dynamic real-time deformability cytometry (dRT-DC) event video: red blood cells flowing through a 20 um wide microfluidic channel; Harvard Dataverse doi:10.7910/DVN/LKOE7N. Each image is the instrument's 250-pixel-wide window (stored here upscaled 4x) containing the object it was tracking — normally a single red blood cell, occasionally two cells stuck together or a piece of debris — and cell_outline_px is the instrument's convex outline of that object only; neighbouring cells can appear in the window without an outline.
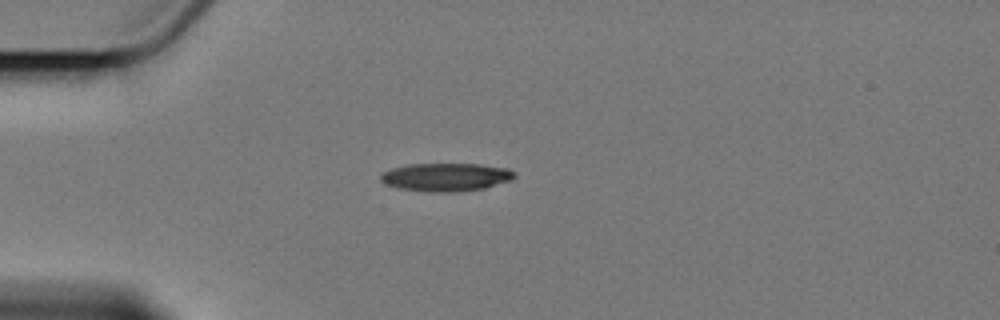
{"species": "Egyptian fruit bat (a non-hibernating species)", "species_latin": "Rousettus aegyptiacus", "temperature_condition": "cold", "stored_images_in_passage": 5, "camera_frame_rate_fps": 3000, "um_per_image_px": 0.085, "animal": {"sex": "female"}, "frame": {"image": 1, "passage_image": 1, "time_ms": 0.0, "image_size_px": [1000, 320], "cell_outline_px": [[516, 176], [512, 180], [484, 188], [456, 192], [432, 192], [400, 188], [388, 184], [380, 180], [380, 176], [384, 172], [392, 168], [408, 164], [480, 164], [508, 168], [516, 172]], "centroid_in_image_um": [37.96, 15.04], "position_along_channel_um": 47.0, "area_um2": 21.91}}
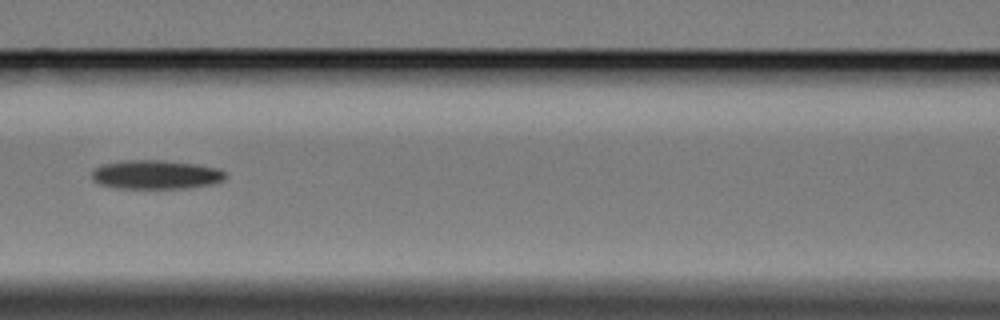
{"frame": {"image": 2, "passage_image": 4, "time_ms": 3.667, "image_size_px": [1000, 320], "cell_outline_px": [[224, 180], [212, 184], [188, 188], [120, 188], [100, 184], [92, 180], [92, 168], [100, 164], [120, 160], [160, 160], [196, 164], [216, 168], [224, 172]], "centroid_in_image_um": [13.18, 14.83], "position_along_channel_um": 153.4, "area_um2": 22.6}}
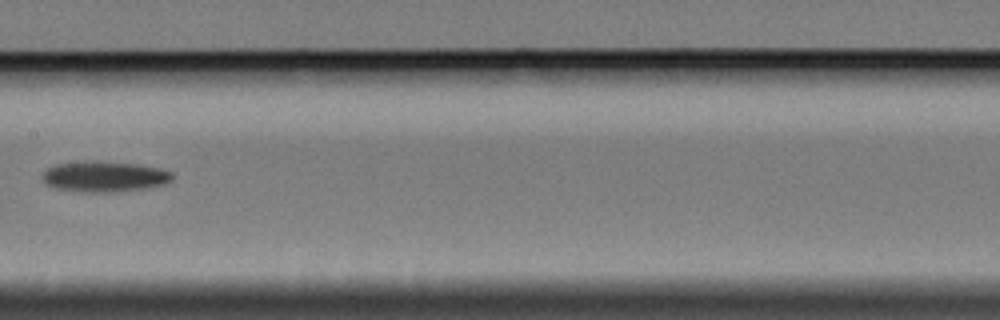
{"frame": {"image": 3, "passage_image": 5, "time_ms": 5.0, "image_size_px": [1000, 320], "cell_outline_px": [[172, 180], [164, 184], [144, 188], [112, 192], [84, 192], [56, 188], [48, 184], [44, 180], [44, 172], [48, 168], [56, 164], [84, 160], [96, 160], [136, 164], [160, 168], [172, 172]], "centroid_in_image_um": [8.89, 14.99], "position_along_channel_um": 198.5, "area_um2": 23.12}}